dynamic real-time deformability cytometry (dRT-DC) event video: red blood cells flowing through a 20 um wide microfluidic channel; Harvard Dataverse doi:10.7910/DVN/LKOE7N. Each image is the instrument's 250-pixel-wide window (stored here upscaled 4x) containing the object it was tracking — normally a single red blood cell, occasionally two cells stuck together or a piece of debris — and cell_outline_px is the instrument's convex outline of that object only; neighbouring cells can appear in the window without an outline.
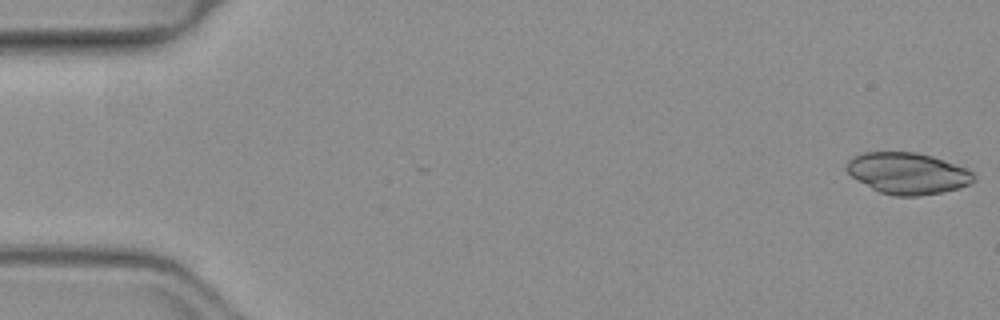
{"species": "common noctule bat (a hibernating species)", "species_latin": "Nyctalus noctula", "temperature_condition": "warm", "stored_images_in_passage": 45, "camera_frame_rate_fps": 3000, "um_per_image_px": 0.085, "animal": {"sex": "female", "body_mass_g": 19.3, "forearm_length_mm": 54.1}, "frame": {"image": 1, "passage_image": 1, "time_ms": 0.0, "image_size_px": [1000, 320], "cell_outline_px": [[976, 176], [968, 184], [956, 188], [940, 192], [920, 196], [896, 196], [880, 192], [872, 188], [852, 176], [848, 172], [848, 160], [852, 156], [864, 152], [916, 152], [932, 156], [968, 168]], "centroid_in_image_um": [77.16, 14.72], "position_along_channel_um": 7.8, "area_um2": 30.35}}